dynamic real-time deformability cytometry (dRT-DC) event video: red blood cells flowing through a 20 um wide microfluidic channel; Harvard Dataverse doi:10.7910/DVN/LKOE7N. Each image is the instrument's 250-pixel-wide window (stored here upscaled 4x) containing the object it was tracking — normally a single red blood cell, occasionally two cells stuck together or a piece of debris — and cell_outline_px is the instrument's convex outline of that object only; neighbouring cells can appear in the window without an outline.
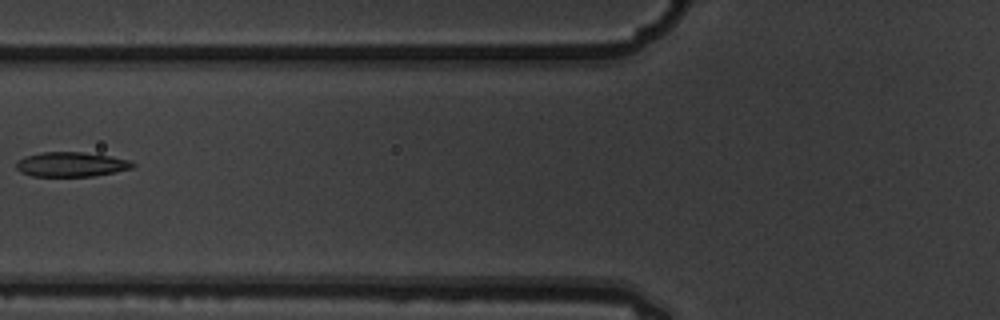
{"species": "common noctule bat (a hibernating species)", "species_latin": "Nyctalus noctula", "temperature_condition": "warm", "stored_images_in_passage": 8, "camera_frame_rate_fps": 3000, "um_per_image_px": 0.085, "animal": {"sex": "male", "body_mass_g": 19.5, "forearm_length_mm": 54.6}, "frame": {"image": 1, "passage_image": 7, "time_ms": 2.0, "image_size_px": [1000, 320], "cell_outline_px": [[136, 164], [132, 168], [116, 172], [92, 176], [32, 176], [20, 172], [16, 168], [16, 164], [24, 156], [44, 152], [84, 152], [112, 156], [128, 160]], "centroid_in_image_um": [6.06, 13.97], "position_along_channel_um": 119.7, "area_um2": 16.7}}
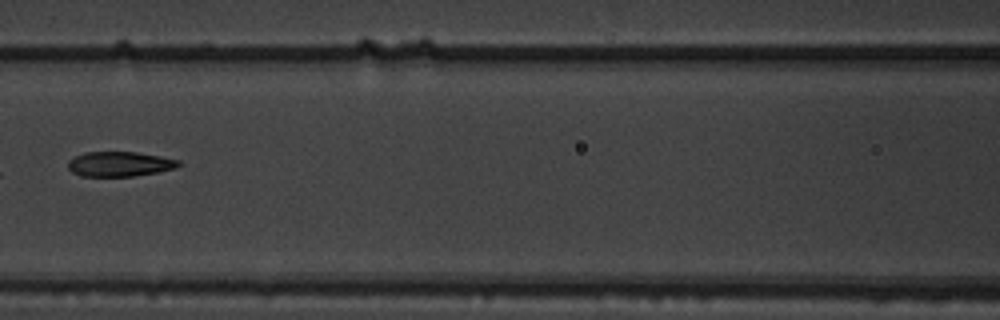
{"frame": {"image": 2, "passage_image": 8, "time_ms": 2.333, "image_size_px": [1000, 320], "cell_outline_px": [[184, 164], [176, 168], [156, 172], [132, 176], [80, 176], [72, 172], [68, 168], [68, 160], [84, 152], [136, 152], [160, 156], [180, 160]], "centroid_in_image_um": [10.19, 13.94], "position_along_channel_um": 156.4, "area_um2": 16.07}}